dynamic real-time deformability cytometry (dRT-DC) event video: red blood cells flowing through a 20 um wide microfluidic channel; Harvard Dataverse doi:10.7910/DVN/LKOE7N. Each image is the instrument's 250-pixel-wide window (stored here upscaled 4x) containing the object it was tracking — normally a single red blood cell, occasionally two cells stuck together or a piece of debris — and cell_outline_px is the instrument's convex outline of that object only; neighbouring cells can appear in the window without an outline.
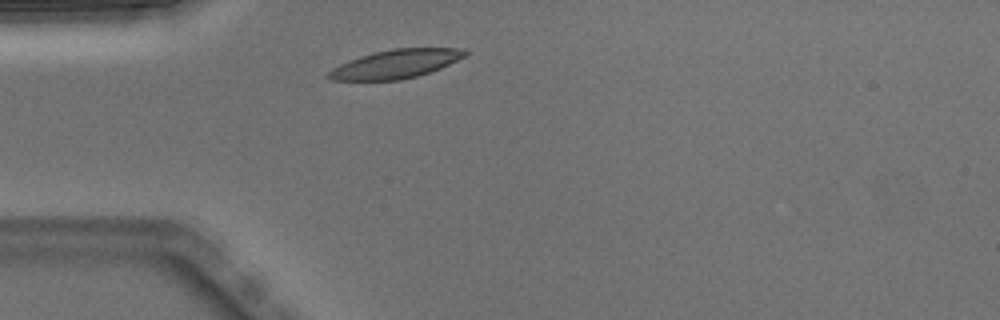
{"species": "Egyptian fruit bat (a non-hibernating species)", "species_latin": "Rousettus aegyptiacus", "temperature_condition": "warm", "stored_images_in_passage": 1, "camera_frame_rate_fps": 3000, "um_per_image_px": 0.085, "animal": {"sex": "male"}, "frame": {"image": 1, "passage_image": 1, "time_ms": 0.0, "image_size_px": [1000, 320], "cell_outline_px": [[468, 52], [464, 56], [440, 68], [416, 76], [400, 80], [332, 80], [324, 76], [332, 68], [348, 60], [372, 52], [392, 48], [460, 48]], "centroid_in_image_um": [33.57, 5.43], "position_along_channel_um": 51.4, "area_um2": 22.66}}